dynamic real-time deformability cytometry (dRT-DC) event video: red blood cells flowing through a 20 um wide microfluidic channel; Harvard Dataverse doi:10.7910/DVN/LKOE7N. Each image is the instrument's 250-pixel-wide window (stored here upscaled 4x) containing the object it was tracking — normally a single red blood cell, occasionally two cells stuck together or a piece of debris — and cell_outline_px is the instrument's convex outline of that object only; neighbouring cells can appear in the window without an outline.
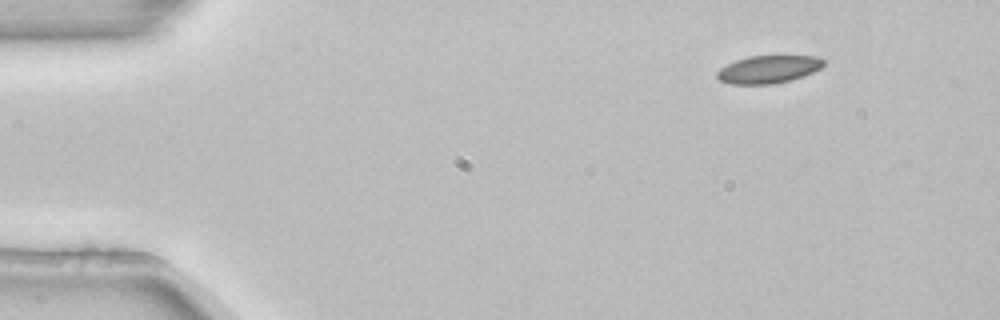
{"species": "common noctule bat (a hibernating species)", "species_latin": "Nyctalus noctula", "temperature_condition": "room temperature", "stored_images_in_passage": 3, "camera_frame_rate_fps": 3000, "um_per_image_px": 0.085, "animal": {"sex": "female", "body_mass_g": 22.7, "forearm_length_mm": 54.2}, "frame": {"image": 1, "passage_image": 1, "time_ms": 0.0, "image_size_px": [1000, 320], "cell_outline_px": [[824, 64], [820, 68], [812, 72], [792, 80], [772, 84], [732, 84], [720, 80], [716, 76], [716, 72], [720, 68], [736, 60], [748, 56], [816, 56], [824, 60]], "centroid_in_image_um": [65.3, 5.89], "position_along_channel_um": 19.7, "area_um2": 17.11}}
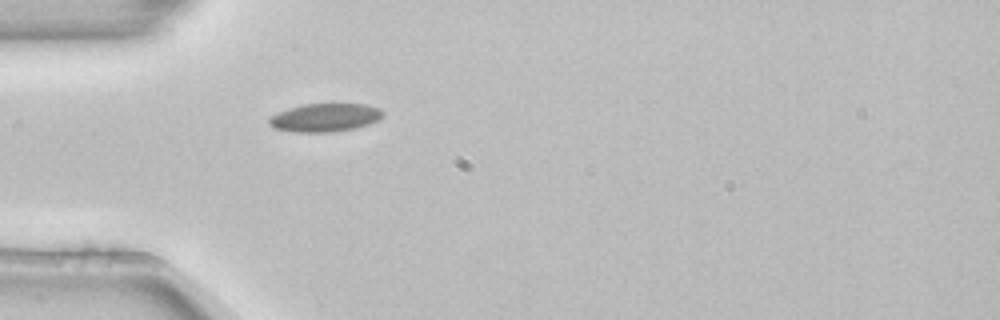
{"frame": {"image": 2, "passage_image": 3, "time_ms": 0.667, "image_size_px": [1000, 320], "cell_outline_px": [[384, 116], [368, 124], [352, 128], [332, 132], [292, 132], [276, 128], [268, 124], [268, 116], [288, 108], [304, 104], [364, 104], [380, 108], [384, 112]], "centroid_in_image_um": [27.59, 9.99], "position_along_channel_um": 57.4, "area_um2": 18.73}}